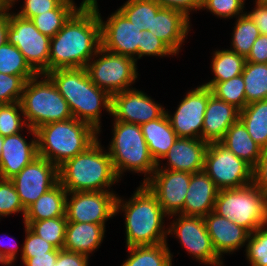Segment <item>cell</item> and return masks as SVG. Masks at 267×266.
<instances>
[{
    "instance_id": "6da1fadb",
    "label": "cell",
    "mask_w": 267,
    "mask_h": 266,
    "mask_svg": "<svg viewBox=\"0 0 267 266\" xmlns=\"http://www.w3.org/2000/svg\"><path fill=\"white\" fill-rule=\"evenodd\" d=\"M101 47V24L94 6L86 0L50 38L49 72L85 68Z\"/></svg>"
},
{
    "instance_id": "7a4b0ae2",
    "label": "cell",
    "mask_w": 267,
    "mask_h": 266,
    "mask_svg": "<svg viewBox=\"0 0 267 266\" xmlns=\"http://www.w3.org/2000/svg\"><path fill=\"white\" fill-rule=\"evenodd\" d=\"M120 211L125 213L127 248L167 243L168 227L165 228L164 219L168 215L145 184L137 187L127 201L117 194L115 215Z\"/></svg>"
},
{
    "instance_id": "3957f363",
    "label": "cell",
    "mask_w": 267,
    "mask_h": 266,
    "mask_svg": "<svg viewBox=\"0 0 267 266\" xmlns=\"http://www.w3.org/2000/svg\"><path fill=\"white\" fill-rule=\"evenodd\" d=\"M46 75L68 102L73 118L88 123L100 133L101 107L111 114L112 96L90 80L85 68L56 69Z\"/></svg>"
},
{
    "instance_id": "277c9868",
    "label": "cell",
    "mask_w": 267,
    "mask_h": 266,
    "mask_svg": "<svg viewBox=\"0 0 267 266\" xmlns=\"http://www.w3.org/2000/svg\"><path fill=\"white\" fill-rule=\"evenodd\" d=\"M99 141L58 167L59 183L67 193L110 191L119 182L111 157Z\"/></svg>"
},
{
    "instance_id": "5b68a950",
    "label": "cell",
    "mask_w": 267,
    "mask_h": 266,
    "mask_svg": "<svg viewBox=\"0 0 267 266\" xmlns=\"http://www.w3.org/2000/svg\"><path fill=\"white\" fill-rule=\"evenodd\" d=\"M38 156L57 167L86 151L99 138V132L76 118L52 122L36 129Z\"/></svg>"
},
{
    "instance_id": "8992f818",
    "label": "cell",
    "mask_w": 267,
    "mask_h": 266,
    "mask_svg": "<svg viewBox=\"0 0 267 266\" xmlns=\"http://www.w3.org/2000/svg\"><path fill=\"white\" fill-rule=\"evenodd\" d=\"M113 138L107 149L114 171L121 181L124 172L144 174L145 184L156 170L157 163L151 156L140 125L113 122ZM148 175V176H147Z\"/></svg>"
},
{
    "instance_id": "52a82bcc",
    "label": "cell",
    "mask_w": 267,
    "mask_h": 266,
    "mask_svg": "<svg viewBox=\"0 0 267 266\" xmlns=\"http://www.w3.org/2000/svg\"><path fill=\"white\" fill-rule=\"evenodd\" d=\"M20 104L27 126L34 130L48 123L73 118L68 102L46 74H37L26 81Z\"/></svg>"
},
{
    "instance_id": "ba28073f",
    "label": "cell",
    "mask_w": 267,
    "mask_h": 266,
    "mask_svg": "<svg viewBox=\"0 0 267 266\" xmlns=\"http://www.w3.org/2000/svg\"><path fill=\"white\" fill-rule=\"evenodd\" d=\"M213 211L251 234L267 225V195L253 182L239 188L221 189Z\"/></svg>"
},
{
    "instance_id": "9c48e42d",
    "label": "cell",
    "mask_w": 267,
    "mask_h": 266,
    "mask_svg": "<svg viewBox=\"0 0 267 266\" xmlns=\"http://www.w3.org/2000/svg\"><path fill=\"white\" fill-rule=\"evenodd\" d=\"M136 63L131 57L100 47L85 69L90 80L112 96L132 88L139 75Z\"/></svg>"
},
{
    "instance_id": "30bf717a",
    "label": "cell",
    "mask_w": 267,
    "mask_h": 266,
    "mask_svg": "<svg viewBox=\"0 0 267 266\" xmlns=\"http://www.w3.org/2000/svg\"><path fill=\"white\" fill-rule=\"evenodd\" d=\"M7 42L19 49L37 74L49 72L50 38L43 35L31 19L10 11Z\"/></svg>"
},
{
    "instance_id": "8fae6325",
    "label": "cell",
    "mask_w": 267,
    "mask_h": 266,
    "mask_svg": "<svg viewBox=\"0 0 267 266\" xmlns=\"http://www.w3.org/2000/svg\"><path fill=\"white\" fill-rule=\"evenodd\" d=\"M203 171L219 190L239 188L253 182V168L220 142L208 144Z\"/></svg>"
},
{
    "instance_id": "7c38bea8",
    "label": "cell",
    "mask_w": 267,
    "mask_h": 266,
    "mask_svg": "<svg viewBox=\"0 0 267 266\" xmlns=\"http://www.w3.org/2000/svg\"><path fill=\"white\" fill-rule=\"evenodd\" d=\"M178 215V216H177ZM175 217L168 227V235L175 234L181 246L204 265L224 266L223 259L216 253L209 236L203 217L174 214ZM177 216V217H176Z\"/></svg>"
},
{
    "instance_id": "4fadbf2b",
    "label": "cell",
    "mask_w": 267,
    "mask_h": 266,
    "mask_svg": "<svg viewBox=\"0 0 267 266\" xmlns=\"http://www.w3.org/2000/svg\"><path fill=\"white\" fill-rule=\"evenodd\" d=\"M115 193L112 190L67 193L65 208L67 221L105 225L108 219L115 216L117 197Z\"/></svg>"
},
{
    "instance_id": "5bb4252c",
    "label": "cell",
    "mask_w": 267,
    "mask_h": 266,
    "mask_svg": "<svg viewBox=\"0 0 267 266\" xmlns=\"http://www.w3.org/2000/svg\"><path fill=\"white\" fill-rule=\"evenodd\" d=\"M89 1L96 6L99 16L101 47L109 52L131 57L137 62L142 37L140 27L131 23L118 9L108 17L107 21H103L97 0Z\"/></svg>"
},
{
    "instance_id": "9a60e30c",
    "label": "cell",
    "mask_w": 267,
    "mask_h": 266,
    "mask_svg": "<svg viewBox=\"0 0 267 266\" xmlns=\"http://www.w3.org/2000/svg\"><path fill=\"white\" fill-rule=\"evenodd\" d=\"M211 95L212 91L209 87L199 85L187 92L172 115L166 111L178 138L202 140L204 114Z\"/></svg>"
},
{
    "instance_id": "2e32d148",
    "label": "cell",
    "mask_w": 267,
    "mask_h": 266,
    "mask_svg": "<svg viewBox=\"0 0 267 266\" xmlns=\"http://www.w3.org/2000/svg\"><path fill=\"white\" fill-rule=\"evenodd\" d=\"M10 180L27 210L42 194L59 182L58 167L38 156Z\"/></svg>"
},
{
    "instance_id": "e0dca14e",
    "label": "cell",
    "mask_w": 267,
    "mask_h": 266,
    "mask_svg": "<svg viewBox=\"0 0 267 266\" xmlns=\"http://www.w3.org/2000/svg\"><path fill=\"white\" fill-rule=\"evenodd\" d=\"M166 112L148 94L136 88H130L113 94L111 97V114L114 121L142 125L160 118Z\"/></svg>"
},
{
    "instance_id": "ac0fdd59",
    "label": "cell",
    "mask_w": 267,
    "mask_h": 266,
    "mask_svg": "<svg viewBox=\"0 0 267 266\" xmlns=\"http://www.w3.org/2000/svg\"><path fill=\"white\" fill-rule=\"evenodd\" d=\"M191 175L182 171L156 169L145 183L157 197L167 218L182 211Z\"/></svg>"
},
{
    "instance_id": "d6986e66",
    "label": "cell",
    "mask_w": 267,
    "mask_h": 266,
    "mask_svg": "<svg viewBox=\"0 0 267 266\" xmlns=\"http://www.w3.org/2000/svg\"><path fill=\"white\" fill-rule=\"evenodd\" d=\"M33 139L28 143L21 133L4 137L2 154L0 156V178L11 179L26 165L38 157L36 130L26 127Z\"/></svg>"
},
{
    "instance_id": "ffe728a7",
    "label": "cell",
    "mask_w": 267,
    "mask_h": 266,
    "mask_svg": "<svg viewBox=\"0 0 267 266\" xmlns=\"http://www.w3.org/2000/svg\"><path fill=\"white\" fill-rule=\"evenodd\" d=\"M208 144L201 139L177 138L162 158V161L163 159L167 160L168 164L166 165L168 166L161 167L160 164H157L156 169L182 171L191 174L203 171Z\"/></svg>"
},
{
    "instance_id": "44dd1931",
    "label": "cell",
    "mask_w": 267,
    "mask_h": 266,
    "mask_svg": "<svg viewBox=\"0 0 267 266\" xmlns=\"http://www.w3.org/2000/svg\"><path fill=\"white\" fill-rule=\"evenodd\" d=\"M213 247L222 259L223 254H232L246 245L250 233L227 218L209 212L203 217Z\"/></svg>"
},
{
    "instance_id": "7402d4cb",
    "label": "cell",
    "mask_w": 267,
    "mask_h": 266,
    "mask_svg": "<svg viewBox=\"0 0 267 266\" xmlns=\"http://www.w3.org/2000/svg\"><path fill=\"white\" fill-rule=\"evenodd\" d=\"M190 18L173 8L162 7L151 22V31L162 40L176 55L182 47L189 29Z\"/></svg>"
},
{
    "instance_id": "603a6c76",
    "label": "cell",
    "mask_w": 267,
    "mask_h": 266,
    "mask_svg": "<svg viewBox=\"0 0 267 266\" xmlns=\"http://www.w3.org/2000/svg\"><path fill=\"white\" fill-rule=\"evenodd\" d=\"M219 189L214 181L204 172L191 175L186 193L184 207L179 214L186 216L205 217L214 210Z\"/></svg>"
},
{
    "instance_id": "cb8c5ba5",
    "label": "cell",
    "mask_w": 267,
    "mask_h": 266,
    "mask_svg": "<svg viewBox=\"0 0 267 266\" xmlns=\"http://www.w3.org/2000/svg\"><path fill=\"white\" fill-rule=\"evenodd\" d=\"M239 119V110L233 105L209 97L204 114L202 140L208 143L220 142L227 130Z\"/></svg>"
},
{
    "instance_id": "d4e9b609",
    "label": "cell",
    "mask_w": 267,
    "mask_h": 266,
    "mask_svg": "<svg viewBox=\"0 0 267 266\" xmlns=\"http://www.w3.org/2000/svg\"><path fill=\"white\" fill-rule=\"evenodd\" d=\"M105 229V225L100 224L68 222L63 249L89 257L101 246Z\"/></svg>"
},
{
    "instance_id": "484cf974",
    "label": "cell",
    "mask_w": 267,
    "mask_h": 266,
    "mask_svg": "<svg viewBox=\"0 0 267 266\" xmlns=\"http://www.w3.org/2000/svg\"><path fill=\"white\" fill-rule=\"evenodd\" d=\"M141 129L151 156L157 164H160L162 162L160 159L178 138L166 112L160 118L142 124Z\"/></svg>"
},
{
    "instance_id": "4316f807",
    "label": "cell",
    "mask_w": 267,
    "mask_h": 266,
    "mask_svg": "<svg viewBox=\"0 0 267 266\" xmlns=\"http://www.w3.org/2000/svg\"><path fill=\"white\" fill-rule=\"evenodd\" d=\"M220 143L252 168L257 165L263 151L250 137L246 126L240 119L231 125Z\"/></svg>"
},
{
    "instance_id": "83f0119b",
    "label": "cell",
    "mask_w": 267,
    "mask_h": 266,
    "mask_svg": "<svg viewBox=\"0 0 267 266\" xmlns=\"http://www.w3.org/2000/svg\"><path fill=\"white\" fill-rule=\"evenodd\" d=\"M66 196L67 191L58 182L26 210L24 221H39L66 216Z\"/></svg>"
},
{
    "instance_id": "f1b7e54d",
    "label": "cell",
    "mask_w": 267,
    "mask_h": 266,
    "mask_svg": "<svg viewBox=\"0 0 267 266\" xmlns=\"http://www.w3.org/2000/svg\"><path fill=\"white\" fill-rule=\"evenodd\" d=\"M239 119L250 137L262 148H267V99L246 105L239 111Z\"/></svg>"
},
{
    "instance_id": "f546056e",
    "label": "cell",
    "mask_w": 267,
    "mask_h": 266,
    "mask_svg": "<svg viewBox=\"0 0 267 266\" xmlns=\"http://www.w3.org/2000/svg\"><path fill=\"white\" fill-rule=\"evenodd\" d=\"M127 252L121 266H172L173 254L167 243L128 247Z\"/></svg>"
},
{
    "instance_id": "4dcf8cb0",
    "label": "cell",
    "mask_w": 267,
    "mask_h": 266,
    "mask_svg": "<svg viewBox=\"0 0 267 266\" xmlns=\"http://www.w3.org/2000/svg\"><path fill=\"white\" fill-rule=\"evenodd\" d=\"M211 70L214 77L209 82L202 85L211 88L217 82H223L242 74L246 63V58L236 52L224 49L213 51Z\"/></svg>"
},
{
    "instance_id": "1f68e13d",
    "label": "cell",
    "mask_w": 267,
    "mask_h": 266,
    "mask_svg": "<svg viewBox=\"0 0 267 266\" xmlns=\"http://www.w3.org/2000/svg\"><path fill=\"white\" fill-rule=\"evenodd\" d=\"M85 1L83 0L77 7L74 0H64L56 9L37 15L31 20L43 35L52 38Z\"/></svg>"
},
{
    "instance_id": "d6a6232c",
    "label": "cell",
    "mask_w": 267,
    "mask_h": 266,
    "mask_svg": "<svg viewBox=\"0 0 267 266\" xmlns=\"http://www.w3.org/2000/svg\"><path fill=\"white\" fill-rule=\"evenodd\" d=\"M242 77L247 105L267 99V63H245Z\"/></svg>"
},
{
    "instance_id": "836d02e7",
    "label": "cell",
    "mask_w": 267,
    "mask_h": 266,
    "mask_svg": "<svg viewBox=\"0 0 267 266\" xmlns=\"http://www.w3.org/2000/svg\"><path fill=\"white\" fill-rule=\"evenodd\" d=\"M162 8L155 0H127L118 10L142 31L151 29L153 16Z\"/></svg>"
},
{
    "instance_id": "e575fe53",
    "label": "cell",
    "mask_w": 267,
    "mask_h": 266,
    "mask_svg": "<svg viewBox=\"0 0 267 266\" xmlns=\"http://www.w3.org/2000/svg\"><path fill=\"white\" fill-rule=\"evenodd\" d=\"M233 29L230 50L246 58L249 55L255 40L261 33L246 13L237 17Z\"/></svg>"
},
{
    "instance_id": "d590c367",
    "label": "cell",
    "mask_w": 267,
    "mask_h": 266,
    "mask_svg": "<svg viewBox=\"0 0 267 266\" xmlns=\"http://www.w3.org/2000/svg\"><path fill=\"white\" fill-rule=\"evenodd\" d=\"M0 73L21 76L25 81L37 75L19 49L8 42L0 46Z\"/></svg>"
},
{
    "instance_id": "8d00e7d4",
    "label": "cell",
    "mask_w": 267,
    "mask_h": 266,
    "mask_svg": "<svg viewBox=\"0 0 267 266\" xmlns=\"http://www.w3.org/2000/svg\"><path fill=\"white\" fill-rule=\"evenodd\" d=\"M67 223L66 216L39 221H24V224L33 232L54 245L57 249H63Z\"/></svg>"
},
{
    "instance_id": "74e56055",
    "label": "cell",
    "mask_w": 267,
    "mask_h": 266,
    "mask_svg": "<svg viewBox=\"0 0 267 266\" xmlns=\"http://www.w3.org/2000/svg\"><path fill=\"white\" fill-rule=\"evenodd\" d=\"M245 84L242 74L223 82L215 83L210 89L212 94L241 111L246 105Z\"/></svg>"
},
{
    "instance_id": "f35d334b",
    "label": "cell",
    "mask_w": 267,
    "mask_h": 266,
    "mask_svg": "<svg viewBox=\"0 0 267 266\" xmlns=\"http://www.w3.org/2000/svg\"><path fill=\"white\" fill-rule=\"evenodd\" d=\"M20 102L0 104V135L2 137L22 132L27 127Z\"/></svg>"
},
{
    "instance_id": "ab89813d",
    "label": "cell",
    "mask_w": 267,
    "mask_h": 266,
    "mask_svg": "<svg viewBox=\"0 0 267 266\" xmlns=\"http://www.w3.org/2000/svg\"><path fill=\"white\" fill-rule=\"evenodd\" d=\"M245 247L249 264L267 266V225L251 233Z\"/></svg>"
},
{
    "instance_id": "60d3db41",
    "label": "cell",
    "mask_w": 267,
    "mask_h": 266,
    "mask_svg": "<svg viewBox=\"0 0 267 266\" xmlns=\"http://www.w3.org/2000/svg\"><path fill=\"white\" fill-rule=\"evenodd\" d=\"M15 213L23 214L24 220L26 210L20 201L13 182L10 179L0 178V217H8Z\"/></svg>"
},
{
    "instance_id": "b9f144b4",
    "label": "cell",
    "mask_w": 267,
    "mask_h": 266,
    "mask_svg": "<svg viewBox=\"0 0 267 266\" xmlns=\"http://www.w3.org/2000/svg\"><path fill=\"white\" fill-rule=\"evenodd\" d=\"M245 0H203L202 9H207L219 18H233L244 15Z\"/></svg>"
},
{
    "instance_id": "7bdbcfd3",
    "label": "cell",
    "mask_w": 267,
    "mask_h": 266,
    "mask_svg": "<svg viewBox=\"0 0 267 266\" xmlns=\"http://www.w3.org/2000/svg\"><path fill=\"white\" fill-rule=\"evenodd\" d=\"M25 84L21 76L0 73V104L20 102Z\"/></svg>"
},
{
    "instance_id": "ee69618b",
    "label": "cell",
    "mask_w": 267,
    "mask_h": 266,
    "mask_svg": "<svg viewBox=\"0 0 267 266\" xmlns=\"http://www.w3.org/2000/svg\"><path fill=\"white\" fill-rule=\"evenodd\" d=\"M24 227L26 236L20 250V258H31L46 252L60 251V249L38 236L27 225L24 224Z\"/></svg>"
},
{
    "instance_id": "f6af8a7d",
    "label": "cell",
    "mask_w": 267,
    "mask_h": 266,
    "mask_svg": "<svg viewBox=\"0 0 267 266\" xmlns=\"http://www.w3.org/2000/svg\"><path fill=\"white\" fill-rule=\"evenodd\" d=\"M174 56L176 55L162 40L151 31H142L141 45H139V59L143 56Z\"/></svg>"
},
{
    "instance_id": "bcb514c9",
    "label": "cell",
    "mask_w": 267,
    "mask_h": 266,
    "mask_svg": "<svg viewBox=\"0 0 267 266\" xmlns=\"http://www.w3.org/2000/svg\"><path fill=\"white\" fill-rule=\"evenodd\" d=\"M17 1L18 0H15V2ZM63 1L64 0H24L23 6H21V9L16 14L26 19H32L37 15L56 9Z\"/></svg>"
},
{
    "instance_id": "7dc6e473",
    "label": "cell",
    "mask_w": 267,
    "mask_h": 266,
    "mask_svg": "<svg viewBox=\"0 0 267 266\" xmlns=\"http://www.w3.org/2000/svg\"><path fill=\"white\" fill-rule=\"evenodd\" d=\"M253 183L267 195V148L263 149L257 165L253 168Z\"/></svg>"
},
{
    "instance_id": "c3c4849f",
    "label": "cell",
    "mask_w": 267,
    "mask_h": 266,
    "mask_svg": "<svg viewBox=\"0 0 267 266\" xmlns=\"http://www.w3.org/2000/svg\"><path fill=\"white\" fill-rule=\"evenodd\" d=\"M164 8H173L190 18L191 11L200 10L203 0H155Z\"/></svg>"
},
{
    "instance_id": "681fc988",
    "label": "cell",
    "mask_w": 267,
    "mask_h": 266,
    "mask_svg": "<svg viewBox=\"0 0 267 266\" xmlns=\"http://www.w3.org/2000/svg\"><path fill=\"white\" fill-rule=\"evenodd\" d=\"M89 257L80 253L60 249L56 263L53 266H88Z\"/></svg>"
},
{
    "instance_id": "f907efd6",
    "label": "cell",
    "mask_w": 267,
    "mask_h": 266,
    "mask_svg": "<svg viewBox=\"0 0 267 266\" xmlns=\"http://www.w3.org/2000/svg\"><path fill=\"white\" fill-rule=\"evenodd\" d=\"M247 62L267 63V35H260L254 42L249 55L246 57Z\"/></svg>"
},
{
    "instance_id": "816d5d0a",
    "label": "cell",
    "mask_w": 267,
    "mask_h": 266,
    "mask_svg": "<svg viewBox=\"0 0 267 266\" xmlns=\"http://www.w3.org/2000/svg\"><path fill=\"white\" fill-rule=\"evenodd\" d=\"M255 7L250 12H245L258 27L262 35H267V3L255 1Z\"/></svg>"
},
{
    "instance_id": "f5cc1de1",
    "label": "cell",
    "mask_w": 267,
    "mask_h": 266,
    "mask_svg": "<svg viewBox=\"0 0 267 266\" xmlns=\"http://www.w3.org/2000/svg\"><path fill=\"white\" fill-rule=\"evenodd\" d=\"M59 252H46L31 258H21V260L24 266H53L57 261Z\"/></svg>"
},
{
    "instance_id": "db71d44e",
    "label": "cell",
    "mask_w": 267,
    "mask_h": 266,
    "mask_svg": "<svg viewBox=\"0 0 267 266\" xmlns=\"http://www.w3.org/2000/svg\"><path fill=\"white\" fill-rule=\"evenodd\" d=\"M10 238L14 240L12 237ZM1 244L2 243H0V264L12 266V263H14L17 258V252H18L17 243L15 244L11 243L12 245L9 243L10 246H8V243L7 244L5 243L7 246L4 245V243L2 245Z\"/></svg>"
},
{
    "instance_id": "11a10c76",
    "label": "cell",
    "mask_w": 267,
    "mask_h": 266,
    "mask_svg": "<svg viewBox=\"0 0 267 266\" xmlns=\"http://www.w3.org/2000/svg\"><path fill=\"white\" fill-rule=\"evenodd\" d=\"M9 10L11 8H0V46L7 42V31L9 26Z\"/></svg>"
},
{
    "instance_id": "9f6ffc18",
    "label": "cell",
    "mask_w": 267,
    "mask_h": 266,
    "mask_svg": "<svg viewBox=\"0 0 267 266\" xmlns=\"http://www.w3.org/2000/svg\"><path fill=\"white\" fill-rule=\"evenodd\" d=\"M15 4V0H0L1 7L13 8L12 6Z\"/></svg>"
},
{
    "instance_id": "6f0895ef",
    "label": "cell",
    "mask_w": 267,
    "mask_h": 266,
    "mask_svg": "<svg viewBox=\"0 0 267 266\" xmlns=\"http://www.w3.org/2000/svg\"><path fill=\"white\" fill-rule=\"evenodd\" d=\"M3 143H4V137H2V136L0 135V156H1V154H2V146H3Z\"/></svg>"
},
{
    "instance_id": "680465c9",
    "label": "cell",
    "mask_w": 267,
    "mask_h": 266,
    "mask_svg": "<svg viewBox=\"0 0 267 266\" xmlns=\"http://www.w3.org/2000/svg\"><path fill=\"white\" fill-rule=\"evenodd\" d=\"M257 2H260V3H267V0H255Z\"/></svg>"
}]
</instances>
